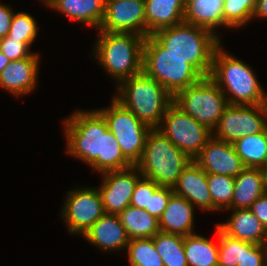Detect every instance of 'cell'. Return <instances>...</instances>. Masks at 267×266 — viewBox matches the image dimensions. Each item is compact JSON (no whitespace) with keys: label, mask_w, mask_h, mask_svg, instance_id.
I'll list each match as a JSON object with an SVG mask.
<instances>
[{"label":"cell","mask_w":267,"mask_h":266,"mask_svg":"<svg viewBox=\"0 0 267 266\" xmlns=\"http://www.w3.org/2000/svg\"><path fill=\"white\" fill-rule=\"evenodd\" d=\"M68 154L100 174L133 165L123 155L117 139L98 110H76L64 121Z\"/></svg>","instance_id":"obj_1"},{"label":"cell","mask_w":267,"mask_h":266,"mask_svg":"<svg viewBox=\"0 0 267 266\" xmlns=\"http://www.w3.org/2000/svg\"><path fill=\"white\" fill-rule=\"evenodd\" d=\"M152 36L169 53L187 60L202 77L210 76L214 52L221 44L212 32L183 21Z\"/></svg>","instance_id":"obj_2"},{"label":"cell","mask_w":267,"mask_h":266,"mask_svg":"<svg viewBox=\"0 0 267 266\" xmlns=\"http://www.w3.org/2000/svg\"><path fill=\"white\" fill-rule=\"evenodd\" d=\"M221 45L222 43L214 52L209 77L225 94L228 104H267V93L256 79L252 68L234 55L223 51Z\"/></svg>","instance_id":"obj_3"},{"label":"cell","mask_w":267,"mask_h":266,"mask_svg":"<svg viewBox=\"0 0 267 266\" xmlns=\"http://www.w3.org/2000/svg\"><path fill=\"white\" fill-rule=\"evenodd\" d=\"M114 99L151 129L158 128L173 96L143 71L117 85Z\"/></svg>","instance_id":"obj_4"},{"label":"cell","mask_w":267,"mask_h":266,"mask_svg":"<svg viewBox=\"0 0 267 266\" xmlns=\"http://www.w3.org/2000/svg\"><path fill=\"white\" fill-rule=\"evenodd\" d=\"M98 31L92 55L117 85L142 72L144 36Z\"/></svg>","instance_id":"obj_5"},{"label":"cell","mask_w":267,"mask_h":266,"mask_svg":"<svg viewBox=\"0 0 267 266\" xmlns=\"http://www.w3.org/2000/svg\"><path fill=\"white\" fill-rule=\"evenodd\" d=\"M191 161L187 154L155 128L148 133L142 157L135 166L142 177L153 180L159 186L173 188Z\"/></svg>","instance_id":"obj_6"},{"label":"cell","mask_w":267,"mask_h":266,"mask_svg":"<svg viewBox=\"0 0 267 266\" xmlns=\"http://www.w3.org/2000/svg\"><path fill=\"white\" fill-rule=\"evenodd\" d=\"M142 71L172 96L202 78L187 60L169 53L152 35L144 41Z\"/></svg>","instance_id":"obj_7"},{"label":"cell","mask_w":267,"mask_h":266,"mask_svg":"<svg viewBox=\"0 0 267 266\" xmlns=\"http://www.w3.org/2000/svg\"><path fill=\"white\" fill-rule=\"evenodd\" d=\"M173 103L211 131L229 105L225 94L209 76L177 92Z\"/></svg>","instance_id":"obj_8"},{"label":"cell","mask_w":267,"mask_h":266,"mask_svg":"<svg viewBox=\"0 0 267 266\" xmlns=\"http://www.w3.org/2000/svg\"><path fill=\"white\" fill-rule=\"evenodd\" d=\"M117 139L125 158L135 166L141 159L151 128L114 98L110 107L97 109Z\"/></svg>","instance_id":"obj_9"},{"label":"cell","mask_w":267,"mask_h":266,"mask_svg":"<svg viewBox=\"0 0 267 266\" xmlns=\"http://www.w3.org/2000/svg\"><path fill=\"white\" fill-rule=\"evenodd\" d=\"M192 160L213 137V131L172 103L157 128Z\"/></svg>","instance_id":"obj_10"},{"label":"cell","mask_w":267,"mask_h":266,"mask_svg":"<svg viewBox=\"0 0 267 266\" xmlns=\"http://www.w3.org/2000/svg\"><path fill=\"white\" fill-rule=\"evenodd\" d=\"M267 104L228 105L220 116L213 137L233 143L247 135H255L267 128Z\"/></svg>","instance_id":"obj_11"},{"label":"cell","mask_w":267,"mask_h":266,"mask_svg":"<svg viewBox=\"0 0 267 266\" xmlns=\"http://www.w3.org/2000/svg\"><path fill=\"white\" fill-rule=\"evenodd\" d=\"M61 217L71 234L83 235L105 214L98 188H75L66 195Z\"/></svg>","instance_id":"obj_12"},{"label":"cell","mask_w":267,"mask_h":266,"mask_svg":"<svg viewBox=\"0 0 267 266\" xmlns=\"http://www.w3.org/2000/svg\"><path fill=\"white\" fill-rule=\"evenodd\" d=\"M98 30L148 37L144 0H105V14Z\"/></svg>","instance_id":"obj_13"},{"label":"cell","mask_w":267,"mask_h":266,"mask_svg":"<svg viewBox=\"0 0 267 266\" xmlns=\"http://www.w3.org/2000/svg\"><path fill=\"white\" fill-rule=\"evenodd\" d=\"M103 181L98 187L106 214H119L130 206L131 196L137 181L142 177L136 166L128 169L109 171L102 174Z\"/></svg>","instance_id":"obj_14"},{"label":"cell","mask_w":267,"mask_h":266,"mask_svg":"<svg viewBox=\"0 0 267 266\" xmlns=\"http://www.w3.org/2000/svg\"><path fill=\"white\" fill-rule=\"evenodd\" d=\"M206 173L236 177L244 168L232 143L212 137L193 159Z\"/></svg>","instance_id":"obj_15"},{"label":"cell","mask_w":267,"mask_h":266,"mask_svg":"<svg viewBox=\"0 0 267 266\" xmlns=\"http://www.w3.org/2000/svg\"><path fill=\"white\" fill-rule=\"evenodd\" d=\"M38 53L11 61L0 73V88L16 96L29 94L38 83Z\"/></svg>","instance_id":"obj_16"},{"label":"cell","mask_w":267,"mask_h":266,"mask_svg":"<svg viewBox=\"0 0 267 266\" xmlns=\"http://www.w3.org/2000/svg\"><path fill=\"white\" fill-rule=\"evenodd\" d=\"M173 192L191 204L206 211H213L212 196L207 184V173L192 160L181 172Z\"/></svg>","instance_id":"obj_17"},{"label":"cell","mask_w":267,"mask_h":266,"mask_svg":"<svg viewBox=\"0 0 267 266\" xmlns=\"http://www.w3.org/2000/svg\"><path fill=\"white\" fill-rule=\"evenodd\" d=\"M82 236L102 251L109 252L126 249L130 240L118 214L105 213Z\"/></svg>","instance_id":"obj_18"},{"label":"cell","mask_w":267,"mask_h":266,"mask_svg":"<svg viewBox=\"0 0 267 266\" xmlns=\"http://www.w3.org/2000/svg\"><path fill=\"white\" fill-rule=\"evenodd\" d=\"M232 210L229 220L217 226L228 236L257 245H267V229L249 209Z\"/></svg>","instance_id":"obj_19"},{"label":"cell","mask_w":267,"mask_h":266,"mask_svg":"<svg viewBox=\"0 0 267 266\" xmlns=\"http://www.w3.org/2000/svg\"><path fill=\"white\" fill-rule=\"evenodd\" d=\"M194 207L187 199L173 192L167 202L165 211L158 219L160 231L183 237L193 234Z\"/></svg>","instance_id":"obj_20"},{"label":"cell","mask_w":267,"mask_h":266,"mask_svg":"<svg viewBox=\"0 0 267 266\" xmlns=\"http://www.w3.org/2000/svg\"><path fill=\"white\" fill-rule=\"evenodd\" d=\"M148 36L184 21L185 0H144Z\"/></svg>","instance_id":"obj_21"},{"label":"cell","mask_w":267,"mask_h":266,"mask_svg":"<svg viewBox=\"0 0 267 266\" xmlns=\"http://www.w3.org/2000/svg\"><path fill=\"white\" fill-rule=\"evenodd\" d=\"M47 7L96 30L105 14V0H52Z\"/></svg>","instance_id":"obj_22"},{"label":"cell","mask_w":267,"mask_h":266,"mask_svg":"<svg viewBox=\"0 0 267 266\" xmlns=\"http://www.w3.org/2000/svg\"><path fill=\"white\" fill-rule=\"evenodd\" d=\"M224 0H185L184 22L216 33L218 27L224 26Z\"/></svg>","instance_id":"obj_23"},{"label":"cell","mask_w":267,"mask_h":266,"mask_svg":"<svg viewBox=\"0 0 267 266\" xmlns=\"http://www.w3.org/2000/svg\"><path fill=\"white\" fill-rule=\"evenodd\" d=\"M263 195L260 169L245 167L235 177L233 198L227 209H249L251 204Z\"/></svg>","instance_id":"obj_24"},{"label":"cell","mask_w":267,"mask_h":266,"mask_svg":"<svg viewBox=\"0 0 267 266\" xmlns=\"http://www.w3.org/2000/svg\"><path fill=\"white\" fill-rule=\"evenodd\" d=\"M118 216L129 239L151 238L160 232L159 220L144 209L130 205Z\"/></svg>","instance_id":"obj_25"},{"label":"cell","mask_w":267,"mask_h":266,"mask_svg":"<svg viewBox=\"0 0 267 266\" xmlns=\"http://www.w3.org/2000/svg\"><path fill=\"white\" fill-rule=\"evenodd\" d=\"M217 243L195 233L184 237V251L188 266H218V226Z\"/></svg>","instance_id":"obj_26"},{"label":"cell","mask_w":267,"mask_h":266,"mask_svg":"<svg viewBox=\"0 0 267 266\" xmlns=\"http://www.w3.org/2000/svg\"><path fill=\"white\" fill-rule=\"evenodd\" d=\"M245 167L261 168L267 164V128L232 143Z\"/></svg>","instance_id":"obj_27"},{"label":"cell","mask_w":267,"mask_h":266,"mask_svg":"<svg viewBox=\"0 0 267 266\" xmlns=\"http://www.w3.org/2000/svg\"><path fill=\"white\" fill-rule=\"evenodd\" d=\"M153 240L164 266H188L183 236L160 231L153 237Z\"/></svg>","instance_id":"obj_28"},{"label":"cell","mask_w":267,"mask_h":266,"mask_svg":"<svg viewBox=\"0 0 267 266\" xmlns=\"http://www.w3.org/2000/svg\"><path fill=\"white\" fill-rule=\"evenodd\" d=\"M130 266H164L153 237L130 239L126 247Z\"/></svg>","instance_id":"obj_29"},{"label":"cell","mask_w":267,"mask_h":266,"mask_svg":"<svg viewBox=\"0 0 267 266\" xmlns=\"http://www.w3.org/2000/svg\"><path fill=\"white\" fill-rule=\"evenodd\" d=\"M258 0H224L223 19L224 27L239 28L253 17Z\"/></svg>","instance_id":"obj_30"},{"label":"cell","mask_w":267,"mask_h":266,"mask_svg":"<svg viewBox=\"0 0 267 266\" xmlns=\"http://www.w3.org/2000/svg\"><path fill=\"white\" fill-rule=\"evenodd\" d=\"M207 184L213 201V211L226 210L232 202L235 178L207 173Z\"/></svg>","instance_id":"obj_31"},{"label":"cell","mask_w":267,"mask_h":266,"mask_svg":"<svg viewBox=\"0 0 267 266\" xmlns=\"http://www.w3.org/2000/svg\"><path fill=\"white\" fill-rule=\"evenodd\" d=\"M243 258V241L230 237L218 227V266H238Z\"/></svg>","instance_id":"obj_32"},{"label":"cell","mask_w":267,"mask_h":266,"mask_svg":"<svg viewBox=\"0 0 267 266\" xmlns=\"http://www.w3.org/2000/svg\"><path fill=\"white\" fill-rule=\"evenodd\" d=\"M37 22L28 12H15L11 20L8 35L25 42L29 47L37 37Z\"/></svg>","instance_id":"obj_33"},{"label":"cell","mask_w":267,"mask_h":266,"mask_svg":"<svg viewBox=\"0 0 267 266\" xmlns=\"http://www.w3.org/2000/svg\"><path fill=\"white\" fill-rule=\"evenodd\" d=\"M158 187L159 185L153 180L141 177L135 185L130 205L144 210L149 208L150 195H152Z\"/></svg>","instance_id":"obj_34"},{"label":"cell","mask_w":267,"mask_h":266,"mask_svg":"<svg viewBox=\"0 0 267 266\" xmlns=\"http://www.w3.org/2000/svg\"><path fill=\"white\" fill-rule=\"evenodd\" d=\"M30 47L22 41L9 36L0 38V51L11 61L29 57L32 52Z\"/></svg>","instance_id":"obj_35"},{"label":"cell","mask_w":267,"mask_h":266,"mask_svg":"<svg viewBox=\"0 0 267 266\" xmlns=\"http://www.w3.org/2000/svg\"><path fill=\"white\" fill-rule=\"evenodd\" d=\"M238 266H267V245L243 241V258Z\"/></svg>","instance_id":"obj_36"},{"label":"cell","mask_w":267,"mask_h":266,"mask_svg":"<svg viewBox=\"0 0 267 266\" xmlns=\"http://www.w3.org/2000/svg\"><path fill=\"white\" fill-rule=\"evenodd\" d=\"M172 193L173 188L159 186L154 193L150 195L149 208H146L145 210L159 219L165 211L167 202Z\"/></svg>","instance_id":"obj_37"},{"label":"cell","mask_w":267,"mask_h":266,"mask_svg":"<svg viewBox=\"0 0 267 266\" xmlns=\"http://www.w3.org/2000/svg\"><path fill=\"white\" fill-rule=\"evenodd\" d=\"M249 210L260 220L261 224L267 229V195L259 197L254 201Z\"/></svg>","instance_id":"obj_38"},{"label":"cell","mask_w":267,"mask_h":266,"mask_svg":"<svg viewBox=\"0 0 267 266\" xmlns=\"http://www.w3.org/2000/svg\"><path fill=\"white\" fill-rule=\"evenodd\" d=\"M15 12L5 4H0V38L9 33L11 20Z\"/></svg>","instance_id":"obj_39"},{"label":"cell","mask_w":267,"mask_h":266,"mask_svg":"<svg viewBox=\"0 0 267 266\" xmlns=\"http://www.w3.org/2000/svg\"><path fill=\"white\" fill-rule=\"evenodd\" d=\"M258 17L262 19H267V0H258L252 19Z\"/></svg>","instance_id":"obj_40"},{"label":"cell","mask_w":267,"mask_h":266,"mask_svg":"<svg viewBox=\"0 0 267 266\" xmlns=\"http://www.w3.org/2000/svg\"><path fill=\"white\" fill-rule=\"evenodd\" d=\"M262 175V183L264 194L267 195V164L261 168H259Z\"/></svg>","instance_id":"obj_41"},{"label":"cell","mask_w":267,"mask_h":266,"mask_svg":"<svg viewBox=\"0 0 267 266\" xmlns=\"http://www.w3.org/2000/svg\"><path fill=\"white\" fill-rule=\"evenodd\" d=\"M10 62L11 60L0 51V73Z\"/></svg>","instance_id":"obj_42"},{"label":"cell","mask_w":267,"mask_h":266,"mask_svg":"<svg viewBox=\"0 0 267 266\" xmlns=\"http://www.w3.org/2000/svg\"><path fill=\"white\" fill-rule=\"evenodd\" d=\"M52 0H43L44 4L47 6Z\"/></svg>","instance_id":"obj_43"}]
</instances>
